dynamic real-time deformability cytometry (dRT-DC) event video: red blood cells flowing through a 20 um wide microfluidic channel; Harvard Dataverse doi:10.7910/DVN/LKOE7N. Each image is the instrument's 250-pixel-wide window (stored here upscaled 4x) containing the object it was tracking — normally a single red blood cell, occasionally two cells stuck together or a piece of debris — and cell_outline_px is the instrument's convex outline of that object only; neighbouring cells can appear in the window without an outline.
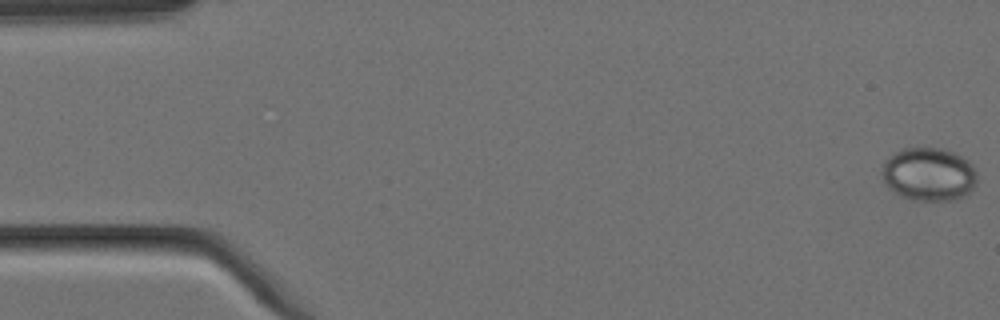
{"species": "Egyptian fruit bat (a non-hibernating species)", "species_latin": "Rousettus aegyptiacus", "temperature_condition": "cold", "stored_images_in_passage": 5, "camera_frame_rate_fps": 3000, "um_per_image_px": 0.085, "animal": {"sex": "female"}, "frame": {"image": 1, "passage_image": 1, "time_ms": 0.0, "image_size_px": [1000, 320], "cell_outline_px": [[976, 184], [968, 192], [952, 200], [916, 200], [904, 196], [888, 188], [880, 172], [884, 160], [888, 156], [900, 148], [944, 148], [968, 160], [972, 164], [976, 172]], "centroid_in_image_um": [78.91, 14.78], "position_along_channel_um": 6.1, "area_um2": 29.48}}